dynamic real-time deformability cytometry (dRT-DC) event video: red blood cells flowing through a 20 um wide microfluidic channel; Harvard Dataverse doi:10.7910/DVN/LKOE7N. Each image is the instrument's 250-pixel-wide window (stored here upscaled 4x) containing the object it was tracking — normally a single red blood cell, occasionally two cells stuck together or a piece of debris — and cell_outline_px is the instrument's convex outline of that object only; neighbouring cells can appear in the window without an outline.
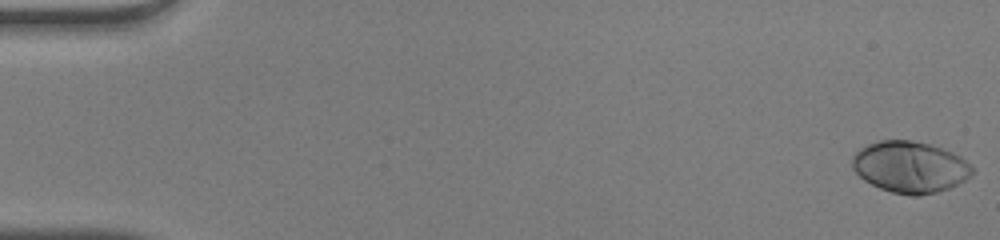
{"species": "human", "species_latin": "Homo sapiens", "temperature_condition": "warm", "stored_images_in_passage": 51, "camera_frame_rate_fps": 3000, "um_per_image_px": 0.085, "donor": {"sex": "male"}, "frame": {"image": 1, "passage_image": 1, "time_ms": 0.0, "image_size_px": [1000, 240], "cell_outline_px": [[972, 176], [948, 188], [936, 192], [920, 196], [912, 196], [892, 192], [880, 188], [864, 180], [852, 168], [852, 156], [860, 148], [868, 144], [880, 140], [912, 140], [928, 144], [952, 152], [960, 156], [972, 168]], "centroid_in_image_um": [77.32, 14.2], "position_along_channel_um": 7.7, "area_um2": 35.72}}
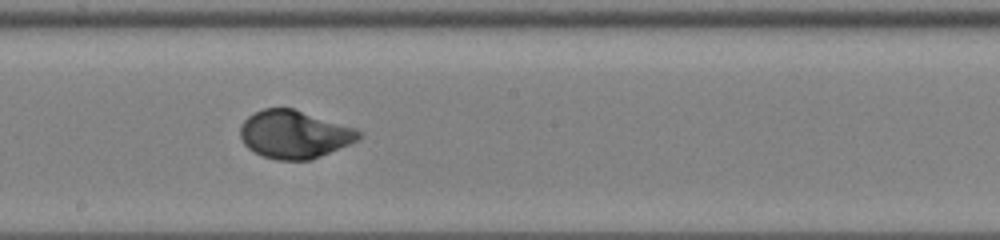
{"frame": {"image": 2, "passage_image": 29, "time_ms": 9.333, "image_size_px": [1000, 240], "cell_outline_px": [[364, 136], [348, 144], [312, 160], [276, 160], [264, 156], [248, 148], [244, 144], [240, 136], [240, 124], [248, 116], [264, 108], [292, 108], [356, 128], [364, 132]], "centroid_in_image_um": [25.02, 11.42], "position_along_channel_um": 223.2, "area_um2": 33.06}}
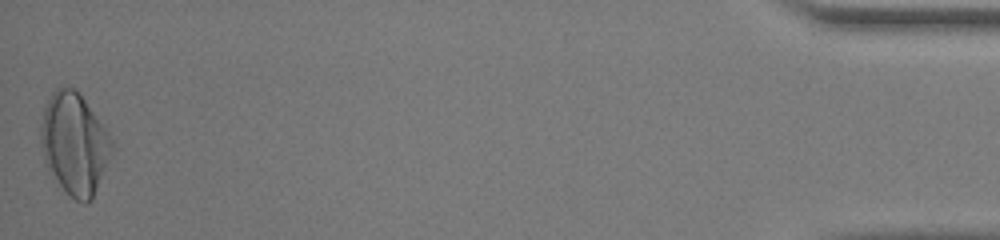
{"frame": {"image": 3, "passage_image": 51, "time_ms": 16.667, "image_size_px": [1000, 240], "cell_outline_px": [[112, 148], [92, 200], [88, 204], [84, 204], [76, 200], [60, 184], [48, 168], [44, 160], [40, 140], [40, 124], [44, 108], [52, 92], [56, 88], [76, 88], [80, 92], [108, 132], [112, 140]], "centroid_in_image_um": [6.31, 12.18], "position_along_channel_um": 428.9, "area_um2": 41.44}, "authors_computed_cell_mechanics": {"area_um2": 33.524, "velocity_mm_per_s": 4.0696, "shape_relaxation_time_tau1_ms": 2.7593, "shape_relaxation_time_tau2_ms": null, "deformation_change_tau1": 0.1887, "deformation_change_tau2": null}}